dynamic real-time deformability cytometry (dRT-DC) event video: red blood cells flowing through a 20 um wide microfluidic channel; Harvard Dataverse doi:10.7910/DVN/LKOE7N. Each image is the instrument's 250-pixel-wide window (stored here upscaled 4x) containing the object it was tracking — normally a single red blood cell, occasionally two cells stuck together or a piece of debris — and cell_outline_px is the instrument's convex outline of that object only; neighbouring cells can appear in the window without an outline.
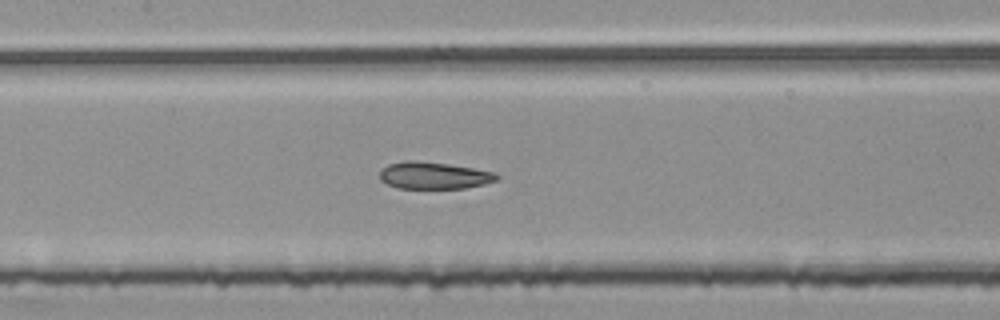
{"species": "common noctule bat (a hibernating species)", "species_latin": "Nyctalus noctula", "temperature_condition": "room temperature", "stored_images_in_passage": 52, "segment_of_instrument_passage": [2, 2], "camera_frame_rate_fps": 3000, "um_per_image_px": 0.085, "animal": {"sex": "female", "body_mass_g": 25.1}, "frame": {"image": 1, "passage_image": 24, "time_ms": 7.667, "image_size_px": [1000, 320], "cell_outline_px": [[500, 176], [496, 180], [484, 184], [464, 188], [396, 188], [380, 180], [380, 172], [388, 164], [404, 160], [416, 160], [448, 164], [472, 168], [492, 172]], "centroid_in_image_um": [36.84, 14.91], "position_along_channel_um": 170.6, "area_um2": 18.26}}
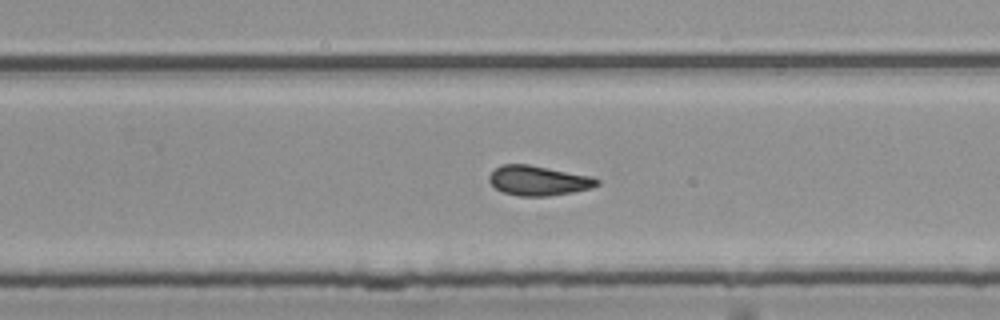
{"frame": {"image": 2, "passage_image": 33, "time_ms": 10.667, "image_size_px": [1000, 320], "cell_outline_px": [[600, 184], [592, 188], [572, 192], [548, 196], [520, 196], [504, 192], [496, 188], [488, 180], [488, 176], [500, 164], [528, 164], [592, 176], [600, 180]], "centroid_in_image_um": [45.78, 15.34], "position_along_channel_um": 284.0, "area_um2": 18.73}}
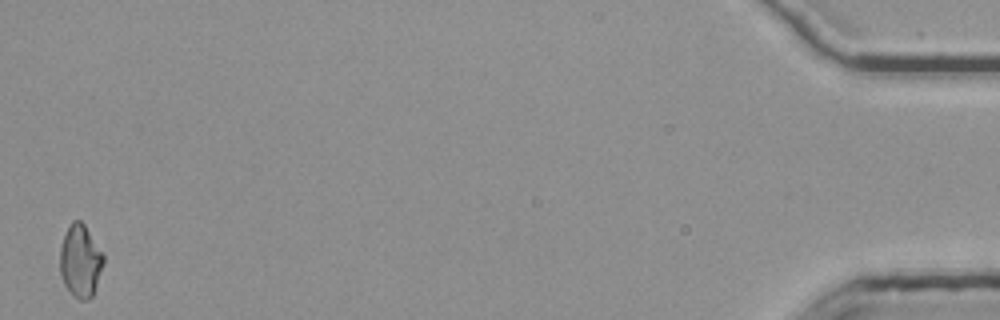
{"frame": {"image": 3, "passage_image": 52, "time_ms": 17.0, "image_size_px": [1000, 320], "cell_outline_px": [[104, 264], [92, 296], [88, 300], [80, 300], [64, 284], [60, 272], [60, 244], [72, 220], [80, 220], [84, 224], [104, 256]], "centroid_in_image_um": [6.83, 22.17], "position_along_channel_um": 428.4, "area_um2": 18.09}}